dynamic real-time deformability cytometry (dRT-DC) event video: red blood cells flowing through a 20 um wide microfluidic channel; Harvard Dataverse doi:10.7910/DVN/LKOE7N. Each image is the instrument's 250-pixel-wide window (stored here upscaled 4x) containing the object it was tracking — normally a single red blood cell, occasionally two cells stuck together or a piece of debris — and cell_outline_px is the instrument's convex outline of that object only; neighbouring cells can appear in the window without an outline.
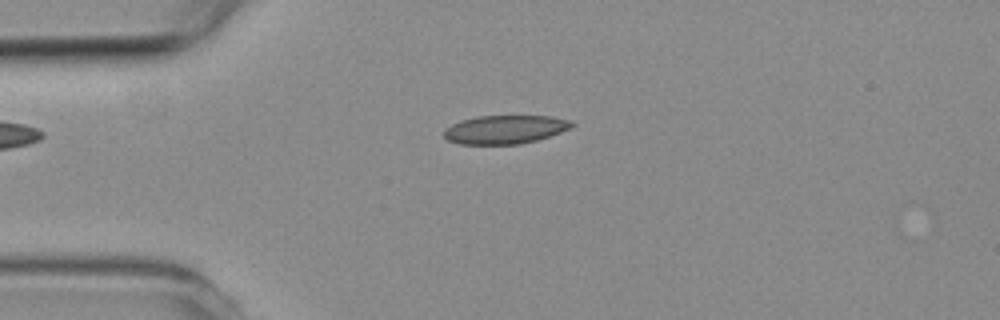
{"species": "common noctule bat (a hibernating species)", "species_latin": "Nyctalus noctula", "temperature_condition": "room temperature", "stored_images_in_passage": 6, "camera_frame_rate_fps": 3000, "um_per_image_px": 0.085, "animal": {"sex": "female", "body_mass_g": 19.3, "forearm_length_mm": 54.1}, "frame": {"image": 1, "passage_image": 3, "time_ms": 2.333, "image_size_px": [1000, 320], "cell_outline_px": [[576, 124], [572, 128], [536, 140], [520, 144], [460, 144], [448, 140], [444, 136], [444, 128], [460, 120], [476, 116], [552, 116], [572, 120]], "centroid_in_image_um": [42.94, 10.99], "position_along_channel_um": 42.1, "area_um2": 21.39}}
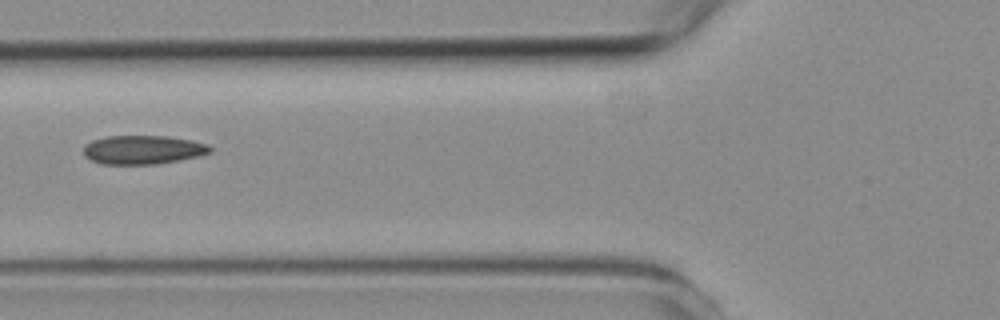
{"frame": {"image": 2, "passage_image": 5, "time_ms": 4.667, "image_size_px": [1000, 320], "cell_outline_px": [[212, 152], [180, 160], [156, 164], [100, 164], [88, 160], [84, 156], [84, 144], [92, 140], [108, 136], [168, 136], [192, 140], [208, 144], [212, 148]], "centroid_in_image_um": [12.12, 12.73], "position_along_channel_um": 113.7, "area_um2": 21.44}}
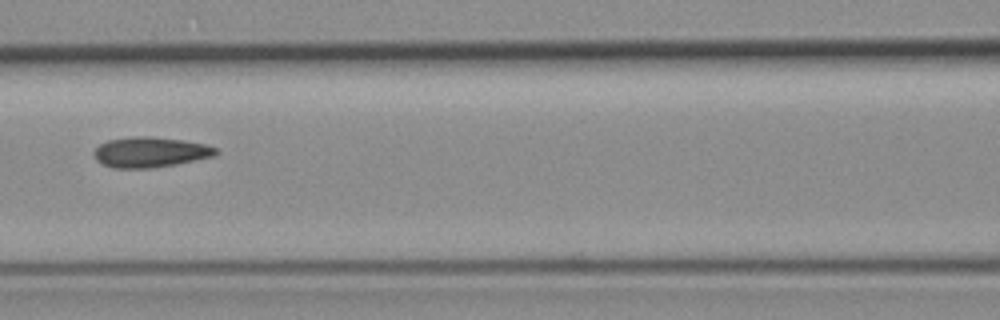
{"frame": {"image": 3, "passage_image": 6, "time_ms": 5.667, "image_size_px": [1000, 320], "cell_outline_px": [[220, 152], [216, 156], [176, 164], [152, 168], [112, 168], [96, 160], [92, 152], [100, 144], [108, 140], [132, 136], [148, 136], [184, 140], [204, 144], [216, 148]], "centroid_in_image_um": [12.78, 12.93], "position_along_channel_um": 153.8, "area_um2": 21.68}}